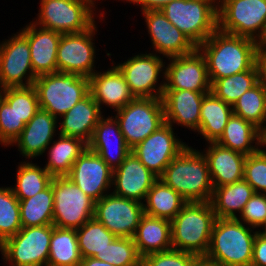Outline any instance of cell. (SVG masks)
<instances>
[{"mask_svg":"<svg viewBox=\"0 0 266 266\" xmlns=\"http://www.w3.org/2000/svg\"><path fill=\"white\" fill-rule=\"evenodd\" d=\"M257 44L253 39L215 30L197 47L206 60L210 83L250 70L255 65Z\"/></svg>","mask_w":266,"mask_h":266,"instance_id":"cell-1","label":"cell"},{"mask_svg":"<svg viewBox=\"0 0 266 266\" xmlns=\"http://www.w3.org/2000/svg\"><path fill=\"white\" fill-rule=\"evenodd\" d=\"M159 179L187 202H210L214 190L205 156L191 146L171 161Z\"/></svg>","mask_w":266,"mask_h":266,"instance_id":"cell-2","label":"cell"},{"mask_svg":"<svg viewBox=\"0 0 266 266\" xmlns=\"http://www.w3.org/2000/svg\"><path fill=\"white\" fill-rule=\"evenodd\" d=\"M254 230L237 218H216L203 259L216 266H251Z\"/></svg>","mask_w":266,"mask_h":266,"instance_id":"cell-3","label":"cell"},{"mask_svg":"<svg viewBox=\"0 0 266 266\" xmlns=\"http://www.w3.org/2000/svg\"><path fill=\"white\" fill-rule=\"evenodd\" d=\"M215 220L210 202H187L171 220L172 249L204 258Z\"/></svg>","mask_w":266,"mask_h":266,"instance_id":"cell-4","label":"cell"},{"mask_svg":"<svg viewBox=\"0 0 266 266\" xmlns=\"http://www.w3.org/2000/svg\"><path fill=\"white\" fill-rule=\"evenodd\" d=\"M95 1L98 0H40L39 13L31 22L60 34L87 31L96 23V16L101 21L105 17L100 9L96 15Z\"/></svg>","mask_w":266,"mask_h":266,"instance_id":"cell-5","label":"cell"},{"mask_svg":"<svg viewBox=\"0 0 266 266\" xmlns=\"http://www.w3.org/2000/svg\"><path fill=\"white\" fill-rule=\"evenodd\" d=\"M160 10L196 47L218 29V0H174Z\"/></svg>","mask_w":266,"mask_h":266,"instance_id":"cell-6","label":"cell"},{"mask_svg":"<svg viewBox=\"0 0 266 266\" xmlns=\"http://www.w3.org/2000/svg\"><path fill=\"white\" fill-rule=\"evenodd\" d=\"M36 89L39 107L58 120L89 93V78L71 73H50L38 76Z\"/></svg>","mask_w":266,"mask_h":266,"instance_id":"cell-7","label":"cell"},{"mask_svg":"<svg viewBox=\"0 0 266 266\" xmlns=\"http://www.w3.org/2000/svg\"><path fill=\"white\" fill-rule=\"evenodd\" d=\"M218 29L259 42L266 30V0H218Z\"/></svg>","mask_w":266,"mask_h":266,"instance_id":"cell-8","label":"cell"},{"mask_svg":"<svg viewBox=\"0 0 266 266\" xmlns=\"http://www.w3.org/2000/svg\"><path fill=\"white\" fill-rule=\"evenodd\" d=\"M113 115L132 149L165 123L162 98H135Z\"/></svg>","mask_w":266,"mask_h":266,"instance_id":"cell-9","label":"cell"},{"mask_svg":"<svg viewBox=\"0 0 266 266\" xmlns=\"http://www.w3.org/2000/svg\"><path fill=\"white\" fill-rule=\"evenodd\" d=\"M53 188V225L77 229L94 218L95 202L67 176H55Z\"/></svg>","mask_w":266,"mask_h":266,"instance_id":"cell-10","label":"cell"},{"mask_svg":"<svg viewBox=\"0 0 266 266\" xmlns=\"http://www.w3.org/2000/svg\"><path fill=\"white\" fill-rule=\"evenodd\" d=\"M52 225L22 227L0 245L4 265L47 266Z\"/></svg>","mask_w":266,"mask_h":266,"instance_id":"cell-11","label":"cell"},{"mask_svg":"<svg viewBox=\"0 0 266 266\" xmlns=\"http://www.w3.org/2000/svg\"><path fill=\"white\" fill-rule=\"evenodd\" d=\"M163 58L151 51L139 53L116 65L135 98H162L166 64ZM160 76L163 78L161 83Z\"/></svg>","mask_w":266,"mask_h":266,"instance_id":"cell-12","label":"cell"},{"mask_svg":"<svg viewBox=\"0 0 266 266\" xmlns=\"http://www.w3.org/2000/svg\"><path fill=\"white\" fill-rule=\"evenodd\" d=\"M97 23L87 31L62 34L57 50V72L79 74L90 78L97 70L95 66V35Z\"/></svg>","mask_w":266,"mask_h":266,"instance_id":"cell-13","label":"cell"},{"mask_svg":"<svg viewBox=\"0 0 266 266\" xmlns=\"http://www.w3.org/2000/svg\"><path fill=\"white\" fill-rule=\"evenodd\" d=\"M0 43V83L7 87H28L37 76L33 72L28 39L19 31Z\"/></svg>","mask_w":266,"mask_h":266,"instance_id":"cell-14","label":"cell"},{"mask_svg":"<svg viewBox=\"0 0 266 266\" xmlns=\"http://www.w3.org/2000/svg\"><path fill=\"white\" fill-rule=\"evenodd\" d=\"M143 215V203L112 192L95 202L94 218L116 237L132 238Z\"/></svg>","mask_w":266,"mask_h":266,"instance_id":"cell-15","label":"cell"},{"mask_svg":"<svg viewBox=\"0 0 266 266\" xmlns=\"http://www.w3.org/2000/svg\"><path fill=\"white\" fill-rule=\"evenodd\" d=\"M178 137L174 133V127L165 122L131 151L147 169L160 178L171 161L188 146Z\"/></svg>","mask_w":266,"mask_h":266,"instance_id":"cell-16","label":"cell"},{"mask_svg":"<svg viewBox=\"0 0 266 266\" xmlns=\"http://www.w3.org/2000/svg\"><path fill=\"white\" fill-rule=\"evenodd\" d=\"M167 59L165 89L211 92L206 60L198 48L189 54Z\"/></svg>","mask_w":266,"mask_h":266,"instance_id":"cell-17","label":"cell"},{"mask_svg":"<svg viewBox=\"0 0 266 266\" xmlns=\"http://www.w3.org/2000/svg\"><path fill=\"white\" fill-rule=\"evenodd\" d=\"M66 176L94 202L111 193L113 170L88 147L74 162Z\"/></svg>","mask_w":266,"mask_h":266,"instance_id":"cell-18","label":"cell"},{"mask_svg":"<svg viewBox=\"0 0 266 266\" xmlns=\"http://www.w3.org/2000/svg\"><path fill=\"white\" fill-rule=\"evenodd\" d=\"M142 16L155 54L163 55L167 59L189 54L197 48L185 34L165 17L161 10L144 11Z\"/></svg>","mask_w":266,"mask_h":266,"instance_id":"cell-19","label":"cell"},{"mask_svg":"<svg viewBox=\"0 0 266 266\" xmlns=\"http://www.w3.org/2000/svg\"><path fill=\"white\" fill-rule=\"evenodd\" d=\"M158 179L131 151L121 165L113 170L112 193L144 203L148 191Z\"/></svg>","mask_w":266,"mask_h":266,"instance_id":"cell-20","label":"cell"},{"mask_svg":"<svg viewBox=\"0 0 266 266\" xmlns=\"http://www.w3.org/2000/svg\"><path fill=\"white\" fill-rule=\"evenodd\" d=\"M112 65L111 69L97 70L89 78V92L101 111L105 105L115 112L135 99L116 63Z\"/></svg>","mask_w":266,"mask_h":266,"instance_id":"cell-21","label":"cell"},{"mask_svg":"<svg viewBox=\"0 0 266 266\" xmlns=\"http://www.w3.org/2000/svg\"><path fill=\"white\" fill-rule=\"evenodd\" d=\"M57 124L58 119L55 116L40 108L11 146L18 147L17 150L28 159L27 161L43 156L48 145L54 140L56 134L58 135Z\"/></svg>","mask_w":266,"mask_h":266,"instance_id":"cell-22","label":"cell"},{"mask_svg":"<svg viewBox=\"0 0 266 266\" xmlns=\"http://www.w3.org/2000/svg\"><path fill=\"white\" fill-rule=\"evenodd\" d=\"M88 148L97 153L112 170L118 168L131 153L115 117H105V114L95 127Z\"/></svg>","mask_w":266,"mask_h":266,"instance_id":"cell-23","label":"cell"},{"mask_svg":"<svg viewBox=\"0 0 266 266\" xmlns=\"http://www.w3.org/2000/svg\"><path fill=\"white\" fill-rule=\"evenodd\" d=\"M209 92L164 89L162 101L165 122L175 127L197 132L200 125V109L204 96Z\"/></svg>","mask_w":266,"mask_h":266,"instance_id":"cell-24","label":"cell"},{"mask_svg":"<svg viewBox=\"0 0 266 266\" xmlns=\"http://www.w3.org/2000/svg\"><path fill=\"white\" fill-rule=\"evenodd\" d=\"M29 41L31 65L38 77L57 72L58 32L41 28L30 21L19 30Z\"/></svg>","mask_w":266,"mask_h":266,"instance_id":"cell-25","label":"cell"},{"mask_svg":"<svg viewBox=\"0 0 266 266\" xmlns=\"http://www.w3.org/2000/svg\"><path fill=\"white\" fill-rule=\"evenodd\" d=\"M206 144L207 146L201 152L207 160L213 188L243 179L246 155L224 147L217 142Z\"/></svg>","mask_w":266,"mask_h":266,"instance_id":"cell-26","label":"cell"},{"mask_svg":"<svg viewBox=\"0 0 266 266\" xmlns=\"http://www.w3.org/2000/svg\"><path fill=\"white\" fill-rule=\"evenodd\" d=\"M103 113L89 92L59 118L58 134L77 137L88 144Z\"/></svg>","mask_w":266,"mask_h":266,"instance_id":"cell-27","label":"cell"},{"mask_svg":"<svg viewBox=\"0 0 266 266\" xmlns=\"http://www.w3.org/2000/svg\"><path fill=\"white\" fill-rule=\"evenodd\" d=\"M132 238L141 257L171 250V221L144 214Z\"/></svg>","mask_w":266,"mask_h":266,"instance_id":"cell-28","label":"cell"},{"mask_svg":"<svg viewBox=\"0 0 266 266\" xmlns=\"http://www.w3.org/2000/svg\"><path fill=\"white\" fill-rule=\"evenodd\" d=\"M216 142L248 156L263 146V132L251 122L232 114Z\"/></svg>","mask_w":266,"mask_h":266,"instance_id":"cell-29","label":"cell"},{"mask_svg":"<svg viewBox=\"0 0 266 266\" xmlns=\"http://www.w3.org/2000/svg\"><path fill=\"white\" fill-rule=\"evenodd\" d=\"M254 193L252 186L244 179L215 187L210 203L216 218H238Z\"/></svg>","mask_w":266,"mask_h":266,"instance_id":"cell-30","label":"cell"},{"mask_svg":"<svg viewBox=\"0 0 266 266\" xmlns=\"http://www.w3.org/2000/svg\"><path fill=\"white\" fill-rule=\"evenodd\" d=\"M57 138L48 145V161L43 166L53 177L66 176L74 162L88 147L86 142L77 137L58 134Z\"/></svg>","mask_w":266,"mask_h":266,"instance_id":"cell-31","label":"cell"},{"mask_svg":"<svg viewBox=\"0 0 266 266\" xmlns=\"http://www.w3.org/2000/svg\"><path fill=\"white\" fill-rule=\"evenodd\" d=\"M232 114L231 105L217 98L212 92L207 93L201 103L197 134H200L207 143L216 142L223 134Z\"/></svg>","mask_w":266,"mask_h":266,"instance_id":"cell-32","label":"cell"},{"mask_svg":"<svg viewBox=\"0 0 266 266\" xmlns=\"http://www.w3.org/2000/svg\"><path fill=\"white\" fill-rule=\"evenodd\" d=\"M186 203L179 193L158 179L148 191L143 203L144 214L171 221Z\"/></svg>","mask_w":266,"mask_h":266,"instance_id":"cell-33","label":"cell"},{"mask_svg":"<svg viewBox=\"0 0 266 266\" xmlns=\"http://www.w3.org/2000/svg\"><path fill=\"white\" fill-rule=\"evenodd\" d=\"M81 260L76 229L52 225L47 266H78Z\"/></svg>","mask_w":266,"mask_h":266,"instance_id":"cell-34","label":"cell"},{"mask_svg":"<svg viewBox=\"0 0 266 266\" xmlns=\"http://www.w3.org/2000/svg\"><path fill=\"white\" fill-rule=\"evenodd\" d=\"M16 170V183L11 186L14 195L19 200L33 197L46 189L52 182L53 176L44 167L37 163L22 161Z\"/></svg>","mask_w":266,"mask_h":266,"instance_id":"cell-35","label":"cell"},{"mask_svg":"<svg viewBox=\"0 0 266 266\" xmlns=\"http://www.w3.org/2000/svg\"><path fill=\"white\" fill-rule=\"evenodd\" d=\"M53 203L52 182L33 197L19 200L22 227L53 225Z\"/></svg>","mask_w":266,"mask_h":266,"instance_id":"cell-36","label":"cell"},{"mask_svg":"<svg viewBox=\"0 0 266 266\" xmlns=\"http://www.w3.org/2000/svg\"><path fill=\"white\" fill-rule=\"evenodd\" d=\"M232 109L233 114L251 122L262 132L266 130V88L260 82L240 96Z\"/></svg>","mask_w":266,"mask_h":266,"instance_id":"cell-37","label":"cell"},{"mask_svg":"<svg viewBox=\"0 0 266 266\" xmlns=\"http://www.w3.org/2000/svg\"><path fill=\"white\" fill-rule=\"evenodd\" d=\"M258 82L257 68L254 65L250 70L217 79L211 84V92L217 98L233 106L240 96Z\"/></svg>","mask_w":266,"mask_h":266,"instance_id":"cell-38","label":"cell"},{"mask_svg":"<svg viewBox=\"0 0 266 266\" xmlns=\"http://www.w3.org/2000/svg\"><path fill=\"white\" fill-rule=\"evenodd\" d=\"M79 251L82 258L101 253L116 236L95 218L76 229Z\"/></svg>","mask_w":266,"mask_h":266,"instance_id":"cell-39","label":"cell"},{"mask_svg":"<svg viewBox=\"0 0 266 266\" xmlns=\"http://www.w3.org/2000/svg\"><path fill=\"white\" fill-rule=\"evenodd\" d=\"M21 228L19 199L14 195L11 186H2L0 187V245Z\"/></svg>","mask_w":266,"mask_h":266,"instance_id":"cell-40","label":"cell"},{"mask_svg":"<svg viewBox=\"0 0 266 266\" xmlns=\"http://www.w3.org/2000/svg\"><path fill=\"white\" fill-rule=\"evenodd\" d=\"M94 258L115 266H141V256L133 238L116 237Z\"/></svg>","mask_w":266,"mask_h":266,"instance_id":"cell-41","label":"cell"},{"mask_svg":"<svg viewBox=\"0 0 266 266\" xmlns=\"http://www.w3.org/2000/svg\"><path fill=\"white\" fill-rule=\"evenodd\" d=\"M3 99L14 108L25 124L40 109L38 95L35 87H7L3 93Z\"/></svg>","mask_w":266,"mask_h":266,"instance_id":"cell-42","label":"cell"},{"mask_svg":"<svg viewBox=\"0 0 266 266\" xmlns=\"http://www.w3.org/2000/svg\"><path fill=\"white\" fill-rule=\"evenodd\" d=\"M243 179L252 186L255 193L266 194V148L264 149V146L246 157Z\"/></svg>","mask_w":266,"mask_h":266,"instance_id":"cell-43","label":"cell"},{"mask_svg":"<svg viewBox=\"0 0 266 266\" xmlns=\"http://www.w3.org/2000/svg\"><path fill=\"white\" fill-rule=\"evenodd\" d=\"M25 125L14 108L2 99L0 101V144L10 147L20 136Z\"/></svg>","mask_w":266,"mask_h":266,"instance_id":"cell-44","label":"cell"},{"mask_svg":"<svg viewBox=\"0 0 266 266\" xmlns=\"http://www.w3.org/2000/svg\"><path fill=\"white\" fill-rule=\"evenodd\" d=\"M200 259L195 254L171 249L141 257V266H194Z\"/></svg>","mask_w":266,"mask_h":266,"instance_id":"cell-45","label":"cell"},{"mask_svg":"<svg viewBox=\"0 0 266 266\" xmlns=\"http://www.w3.org/2000/svg\"><path fill=\"white\" fill-rule=\"evenodd\" d=\"M237 219L245 225L261 231L266 224V194L254 193Z\"/></svg>","mask_w":266,"mask_h":266,"instance_id":"cell-46","label":"cell"},{"mask_svg":"<svg viewBox=\"0 0 266 266\" xmlns=\"http://www.w3.org/2000/svg\"><path fill=\"white\" fill-rule=\"evenodd\" d=\"M251 266H266V233L261 231L254 239Z\"/></svg>","mask_w":266,"mask_h":266,"instance_id":"cell-47","label":"cell"},{"mask_svg":"<svg viewBox=\"0 0 266 266\" xmlns=\"http://www.w3.org/2000/svg\"><path fill=\"white\" fill-rule=\"evenodd\" d=\"M255 66L259 82L266 88V46L257 45L255 52Z\"/></svg>","mask_w":266,"mask_h":266,"instance_id":"cell-48","label":"cell"},{"mask_svg":"<svg viewBox=\"0 0 266 266\" xmlns=\"http://www.w3.org/2000/svg\"><path fill=\"white\" fill-rule=\"evenodd\" d=\"M123 2L133 3V5H138L141 8V12L148 10H160L165 5L169 4L174 0H121Z\"/></svg>","mask_w":266,"mask_h":266,"instance_id":"cell-49","label":"cell"},{"mask_svg":"<svg viewBox=\"0 0 266 266\" xmlns=\"http://www.w3.org/2000/svg\"><path fill=\"white\" fill-rule=\"evenodd\" d=\"M78 266H115V265L98 260L94 257H86L82 258Z\"/></svg>","mask_w":266,"mask_h":266,"instance_id":"cell-50","label":"cell"},{"mask_svg":"<svg viewBox=\"0 0 266 266\" xmlns=\"http://www.w3.org/2000/svg\"><path fill=\"white\" fill-rule=\"evenodd\" d=\"M194 266H216V265L210 262H207L203 258H201Z\"/></svg>","mask_w":266,"mask_h":266,"instance_id":"cell-51","label":"cell"},{"mask_svg":"<svg viewBox=\"0 0 266 266\" xmlns=\"http://www.w3.org/2000/svg\"><path fill=\"white\" fill-rule=\"evenodd\" d=\"M257 45H264V46H266V30H265L262 38L259 40V42H258Z\"/></svg>","mask_w":266,"mask_h":266,"instance_id":"cell-52","label":"cell"},{"mask_svg":"<svg viewBox=\"0 0 266 266\" xmlns=\"http://www.w3.org/2000/svg\"><path fill=\"white\" fill-rule=\"evenodd\" d=\"M4 90H5V88L0 83V101L3 99Z\"/></svg>","mask_w":266,"mask_h":266,"instance_id":"cell-53","label":"cell"},{"mask_svg":"<svg viewBox=\"0 0 266 266\" xmlns=\"http://www.w3.org/2000/svg\"><path fill=\"white\" fill-rule=\"evenodd\" d=\"M263 146L266 147V130L263 132Z\"/></svg>","mask_w":266,"mask_h":266,"instance_id":"cell-54","label":"cell"},{"mask_svg":"<svg viewBox=\"0 0 266 266\" xmlns=\"http://www.w3.org/2000/svg\"><path fill=\"white\" fill-rule=\"evenodd\" d=\"M262 230L263 231H261V232L266 233V224H265V227Z\"/></svg>","mask_w":266,"mask_h":266,"instance_id":"cell-55","label":"cell"}]
</instances>
